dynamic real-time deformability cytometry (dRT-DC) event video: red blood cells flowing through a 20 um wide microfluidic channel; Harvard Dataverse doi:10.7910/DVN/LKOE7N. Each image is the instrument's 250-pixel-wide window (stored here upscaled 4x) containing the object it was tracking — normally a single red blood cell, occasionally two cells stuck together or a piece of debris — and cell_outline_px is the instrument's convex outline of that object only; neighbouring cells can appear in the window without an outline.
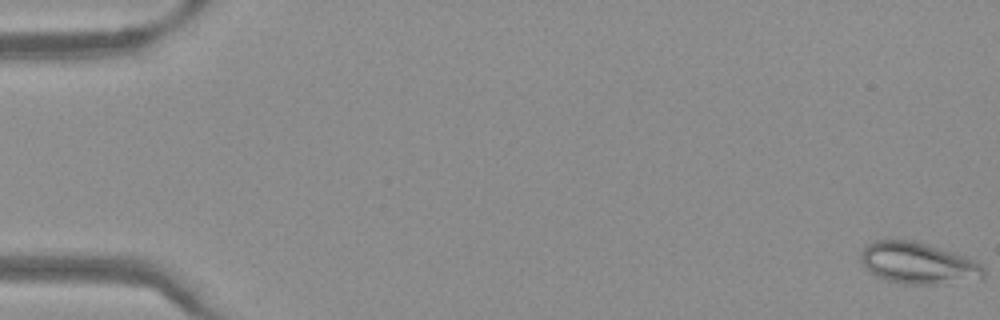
{"species": "Egyptian fruit bat (a non-hibernating species)", "species_latin": "Rousettus aegyptiacus", "temperature_condition": "warm", "stored_images_in_passage": 51, "camera_frame_rate_fps": 3000, "um_per_image_px": 0.085, "frame": {"image": 1, "passage_image": 1, "time_ms": 0.0, "image_size_px": [1000, 320], "cell_outline_px": [[984, 280], [940, 284], [904, 284], [888, 280], [876, 276], [860, 260], [860, 252], [868, 244], [876, 240], [912, 240], [956, 252], [976, 260], [984, 268]], "centroid_in_image_um": [78.12, 22.38], "position_along_channel_um": 6.9, "area_um2": 30.0}}
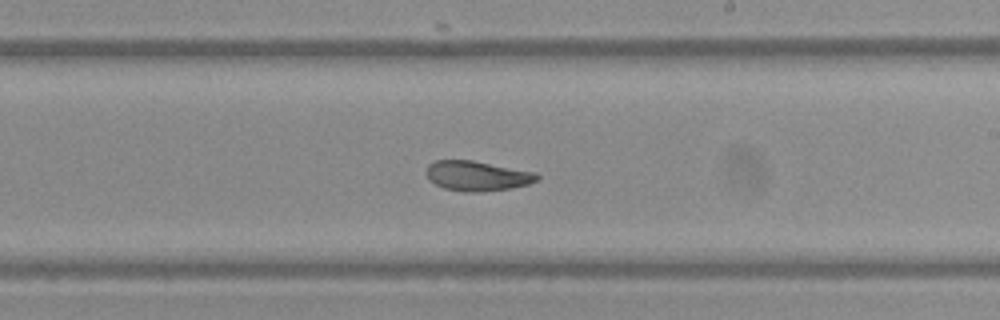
{"frame": {"image": 2, "passage_image": 31, "time_ms": 10.0, "image_size_px": [1000, 320], "cell_outline_px": [[540, 180], [528, 184], [508, 188], [476, 192], [464, 192], [444, 188], [428, 180], [424, 172], [428, 164], [436, 160], [472, 160], [536, 172], [540, 176]], "centroid_in_image_um": [40.53, 14.94], "position_along_channel_um": 248.5, "area_um2": 19.42}}
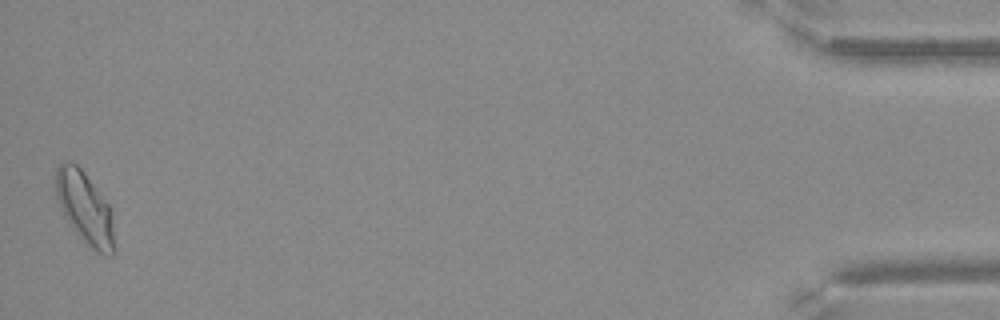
{"frame": {"image": 3, "passage_image": 51, "time_ms": 16.667, "image_size_px": [1000, 320], "cell_outline_px": [[116, 252], [112, 256], [104, 256], [96, 252], [72, 228], [64, 216], [56, 196], [56, 168], [64, 160], [68, 160], [76, 164], [84, 172], [108, 204], [112, 212], [116, 248]], "centroid_in_image_um": [7.25, 17.72], "position_along_channel_um": 427.9, "area_um2": 24.74}}